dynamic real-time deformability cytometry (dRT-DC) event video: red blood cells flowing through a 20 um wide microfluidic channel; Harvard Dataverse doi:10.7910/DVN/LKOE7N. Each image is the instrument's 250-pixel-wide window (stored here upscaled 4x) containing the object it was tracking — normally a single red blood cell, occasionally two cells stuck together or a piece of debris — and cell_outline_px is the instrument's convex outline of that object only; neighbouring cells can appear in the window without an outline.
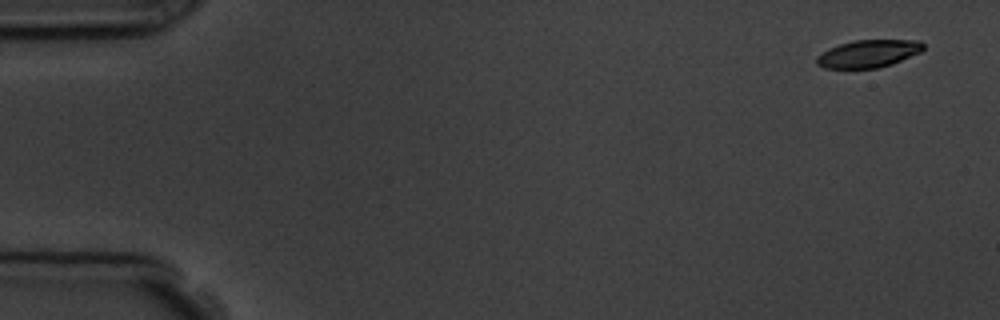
{"species": "common noctule bat (a hibernating species)", "species_latin": "Nyctalus noctula", "temperature_condition": "room temperature", "stored_images_in_passage": 6, "camera_frame_rate_fps": 3000, "um_per_image_px": 0.085, "animal": {"sex": "male", "body_mass_g": 19.5, "forearm_length_mm": 54.6}, "frame": {"image": 1, "passage_image": 1, "time_ms": 0.0, "image_size_px": [1000, 320], "cell_outline_px": [[924, 48], [920, 52], [892, 64], [876, 68], [824, 68], [816, 64], [816, 56], [828, 48], [840, 44], [856, 40], [920, 40], [924, 44]], "centroid_in_image_um": [73.8, 4.56], "position_along_channel_um": 11.2, "area_um2": 17.11}}
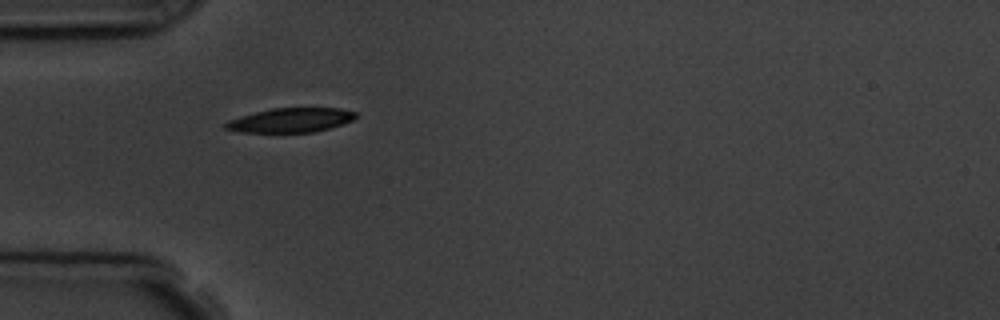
{"frame": {"image": 2, "passage_image": 5, "time_ms": 4.667, "image_size_px": [1000, 320], "cell_outline_px": [[356, 116], [352, 120], [328, 128], [312, 132], [240, 132], [224, 128], [224, 124], [228, 120], [240, 116], [272, 108], [340, 108], [356, 112]], "centroid_in_image_um": [24.68, 10.21], "position_along_channel_um": 60.3, "area_um2": 18.21}}